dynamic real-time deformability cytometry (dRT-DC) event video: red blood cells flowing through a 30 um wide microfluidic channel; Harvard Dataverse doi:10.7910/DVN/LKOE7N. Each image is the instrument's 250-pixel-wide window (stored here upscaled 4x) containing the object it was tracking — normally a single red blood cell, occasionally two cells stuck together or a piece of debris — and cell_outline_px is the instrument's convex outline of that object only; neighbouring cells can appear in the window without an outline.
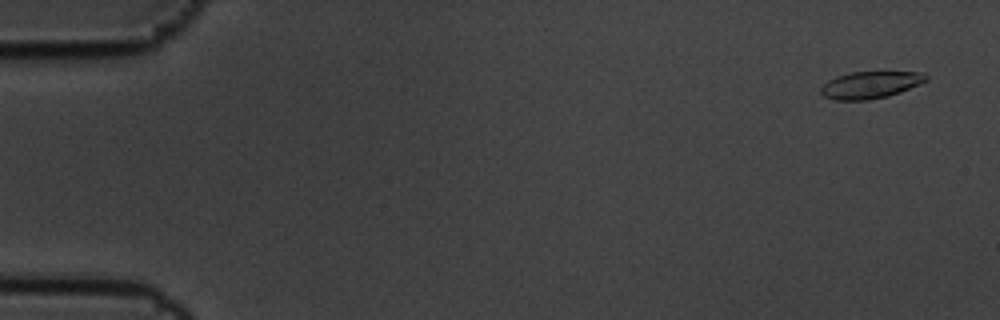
{"species": "common noctule bat (a hibernating species)", "species_latin": "Nyctalus noctula", "temperature_condition": "cold", "stored_images_in_passage": 6, "segment_of_instrument_passage": [1, 2], "camera_frame_rate_fps": 3000, "um_per_image_px": 0.085, "animal": {"sex": "male", "body_mass_g": 19.5, "forearm_length_mm": 54.6}, "frame": {"image": 1, "passage_image": 1, "time_ms": 0.0, "image_size_px": [1000, 320], "cell_outline_px": [[928, 80], [900, 92], [888, 96], [868, 100], [836, 100], [824, 96], [820, 92], [820, 88], [828, 80], [836, 76], [852, 72], [924, 72], [928, 76]], "centroid_in_image_um": [73.98, 7.21], "position_along_channel_um": 11.0, "area_um2": 16.53}}
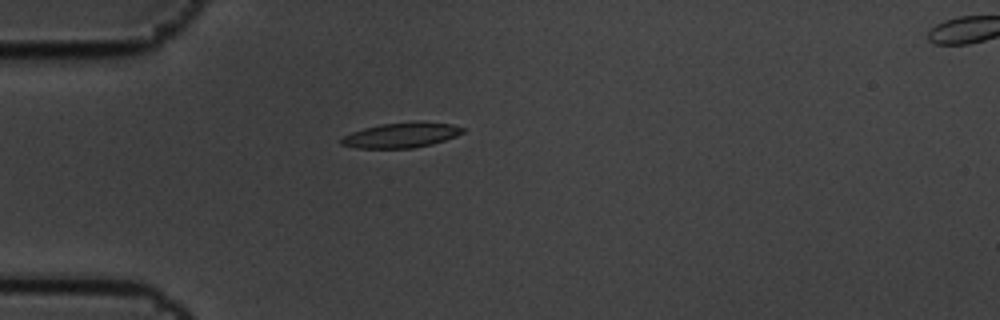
{"frame": {"image": 2, "passage_image": 5, "time_ms": 1.333, "image_size_px": [1000, 320], "cell_outline_px": [[464, 132], [456, 136], [432, 144], [412, 148], [356, 148], [340, 144], [340, 140], [344, 136], [352, 132], [364, 128], [380, 124], [420, 120], [452, 124], [464, 128]], "centroid_in_image_um": [34.13, 11.47], "position_along_channel_um": 50.9, "area_um2": 17.92}}